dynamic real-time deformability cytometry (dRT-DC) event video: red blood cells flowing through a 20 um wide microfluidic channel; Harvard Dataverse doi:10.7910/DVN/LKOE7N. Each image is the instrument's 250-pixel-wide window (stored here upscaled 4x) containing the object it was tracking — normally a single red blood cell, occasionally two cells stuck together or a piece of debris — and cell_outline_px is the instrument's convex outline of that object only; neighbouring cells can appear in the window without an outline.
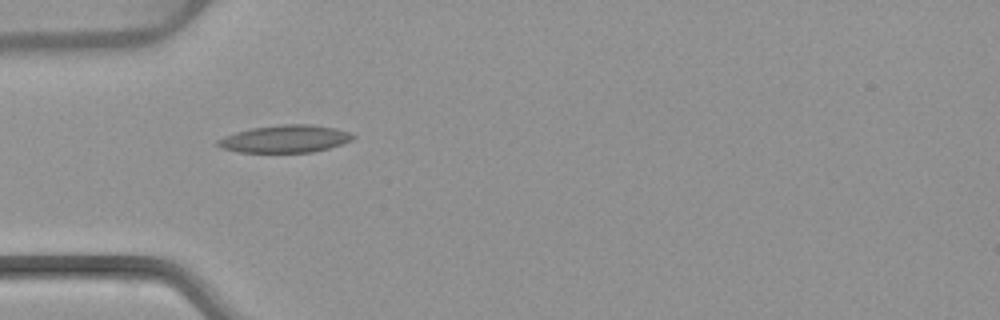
{"species": "common noctule bat (a hibernating species)", "species_latin": "Nyctalus noctula", "temperature_condition": "warm", "stored_images_in_passage": 1, "camera_frame_rate_fps": 3000, "um_per_image_px": 0.085, "animal": {"sex": "female", "body_mass_g": 22.7, "forearm_length_mm": 54.2}, "frame": {"image": 1, "passage_image": 1, "time_ms": 0.0, "image_size_px": [1000, 320], "cell_outline_px": [[356, 136], [352, 140], [328, 148], [312, 152], [240, 152], [220, 148], [216, 144], [216, 140], [224, 136], [236, 132], [252, 128], [280, 124], [312, 124], [336, 128], [348, 132]], "centroid_in_image_um": [24.21, 11.8], "position_along_channel_um": 60.8, "area_um2": 21.62}}